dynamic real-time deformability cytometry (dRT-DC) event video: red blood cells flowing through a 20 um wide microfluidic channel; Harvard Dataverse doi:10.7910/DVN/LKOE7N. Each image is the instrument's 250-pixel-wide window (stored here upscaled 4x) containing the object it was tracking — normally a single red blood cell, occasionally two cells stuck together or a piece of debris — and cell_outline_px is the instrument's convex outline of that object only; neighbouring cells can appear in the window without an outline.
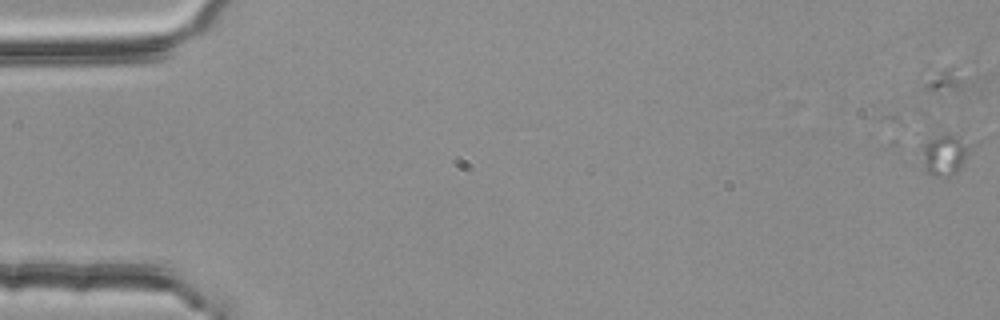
{"species": "common noctule bat (a hibernating species)", "species_latin": "Nyctalus noctula", "temperature_condition": "room temperature", "stored_images_in_passage": 2, "camera_frame_rate_fps": 3000, "um_per_image_px": 0.085, "animal": {"sex": "female", "body_mass_g": 25.1}, "frame": {"image": 1, "passage_image": 2, "time_ms": 0.333, "image_size_px": [1000, 320], "cell_outline_px": [[976, 144], [960, 172], [940, 176], [932, 176], [924, 168], [920, 148], [920, 144], [932, 120], [964, 132]], "centroid_in_image_um": [80.33, 12.71], "position_along_channel_um": 4.7, "area_um2": 15.55}}